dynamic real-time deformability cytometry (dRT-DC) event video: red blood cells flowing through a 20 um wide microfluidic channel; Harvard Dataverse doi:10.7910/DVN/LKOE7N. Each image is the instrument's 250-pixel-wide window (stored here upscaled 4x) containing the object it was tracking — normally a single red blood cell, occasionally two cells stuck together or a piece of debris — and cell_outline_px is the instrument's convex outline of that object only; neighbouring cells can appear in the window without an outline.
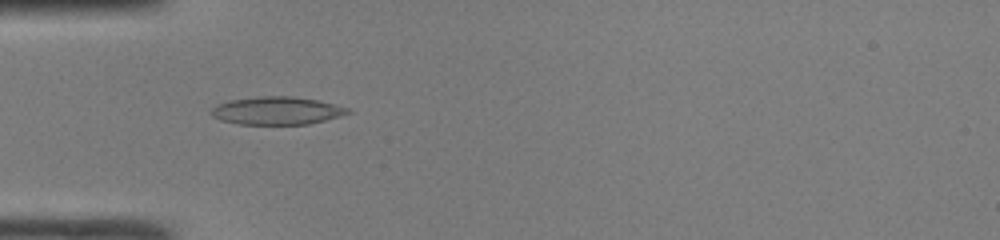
{"species": "common noctule bat (a hibernating species)", "species_latin": "Nyctalus noctula", "temperature_condition": "room temperature", "stored_images_in_passage": 34, "camera_frame_rate_fps": 3000, "um_per_image_px": 0.085, "animal": {"sex": "male", "body_mass_g": 19.0, "forearm_length_mm": 50.8}, "frame": {"image": 1, "passage_image": 1, "time_ms": 0.0, "image_size_px": [1000, 240], "cell_outline_px": [[352, 112], [340, 116], [308, 124], [240, 124], [220, 120], [212, 116], [212, 108], [216, 104], [228, 100], [256, 96], [292, 96], [316, 100], [348, 108]], "centroid_in_image_um": [23.49, 9.4], "position_along_channel_um": 61.5, "area_um2": 22.08}}
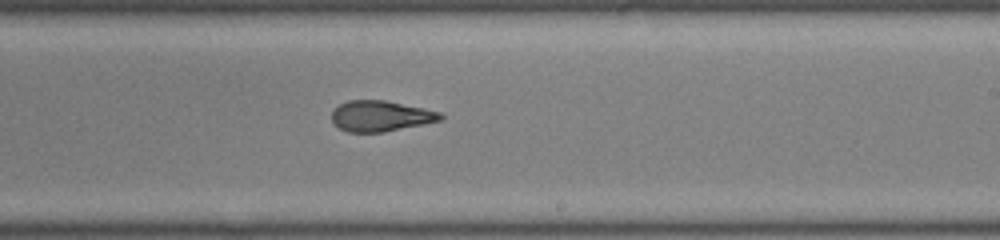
{"frame": {"image": 2, "passage_image": 15, "time_ms": 4.667, "image_size_px": [1000, 240], "cell_outline_px": [[444, 116], [440, 120], [384, 132], [348, 132], [340, 128], [332, 120], [332, 112], [340, 104], [348, 100], [384, 100], [424, 108], [440, 112]], "centroid_in_image_um": [32.35, 9.86], "position_along_channel_um": 256.7, "area_um2": 19.19}}
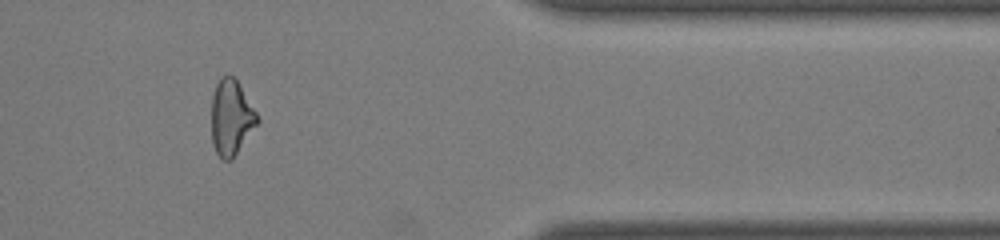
{"frame": {"image": 3, "passage_image": 26, "time_ms": 8.333, "image_size_px": [1000, 240], "cell_outline_px": [[260, 120], [232, 160], [224, 160], [216, 152], [212, 144], [212, 96], [216, 84], [220, 76], [228, 72], [236, 80], [256, 112]], "centroid_in_image_um": [19.64, 9.98], "position_along_channel_um": 391.8, "area_um2": 20.06}, "authors_computed_cell_mechanics": {"area_um2": 20.4034, "velocity_mm_per_s": 4.24, "shape_relaxation_time_tau1_ms": null, "shape_relaxation_time_tau2_ms": 1.4645, "deformation_change_tau1": null, "deformation_change_tau2": 0.0883}}